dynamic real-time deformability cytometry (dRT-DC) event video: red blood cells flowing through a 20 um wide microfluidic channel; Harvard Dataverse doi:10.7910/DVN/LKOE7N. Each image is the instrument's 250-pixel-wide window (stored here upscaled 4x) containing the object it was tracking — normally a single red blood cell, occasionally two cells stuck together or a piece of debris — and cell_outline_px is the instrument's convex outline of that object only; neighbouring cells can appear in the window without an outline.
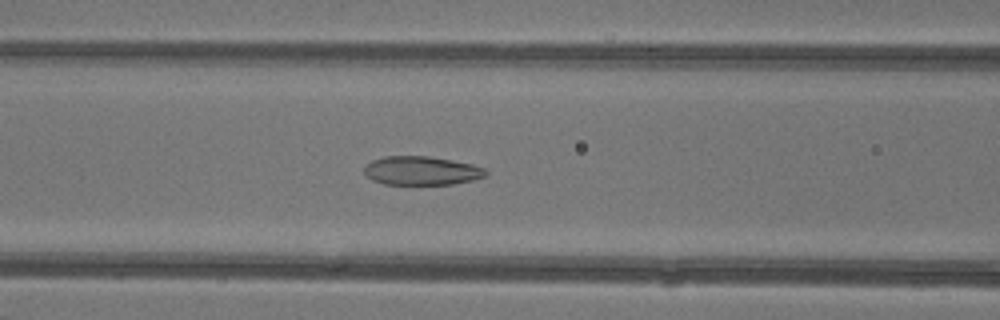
{"species": "common noctule bat (a hibernating species)", "species_latin": "Nyctalus noctula", "temperature_condition": "warm", "stored_images_in_passage": 47, "camera_frame_rate_fps": 3000, "um_per_image_px": 0.085, "animal": {"sex": "female"}, "frame": {"image": 1, "passage_image": 20, "time_ms": 6.333, "image_size_px": [1000, 320], "cell_outline_px": [[488, 172], [484, 176], [472, 180], [452, 184], [384, 184], [372, 180], [364, 172], [364, 168], [372, 160], [384, 156], [428, 156], [472, 164], [484, 168]], "centroid_in_image_um": [35.81, 14.51], "position_along_channel_um": 130.8, "area_um2": 20.17}}
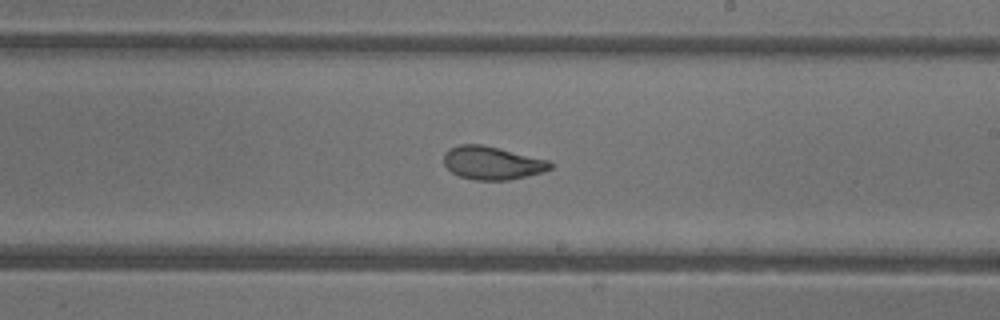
{"frame": {"image": 2, "passage_image": 28, "time_ms": 9.0, "image_size_px": [1000, 320], "cell_outline_px": [[552, 168], [544, 172], [508, 180], [476, 180], [460, 176], [452, 172], [444, 164], [444, 152], [448, 148], [460, 144], [480, 144], [500, 148], [548, 160], [552, 164]], "centroid_in_image_um": [41.82, 13.84], "position_along_channel_um": 247.2, "area_um2": 20.58}}
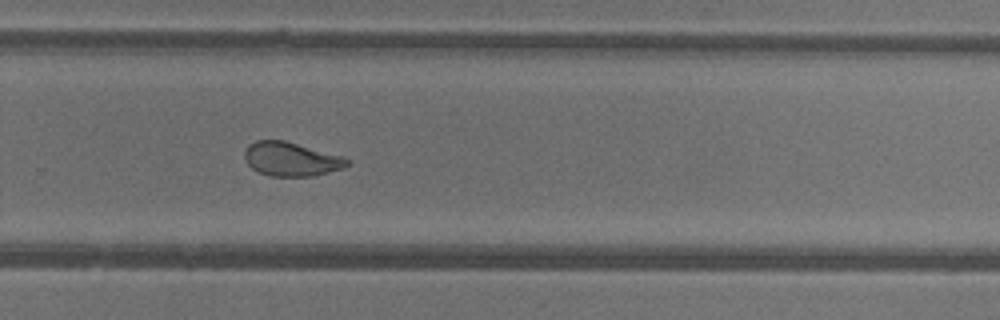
{"frame": {"image": 3, "passage_image": 32, "time_ms": 10.333, "image_size_px": [1000, 320], "cell_outline_px": [[348, 164], [344, 168], [312, 176], [272, 176], [260, 172], [252, 168], [244, 160], [244, 152], [248, 144], [256, 140], [284, 140], [344, 156], [348, 160]], "centroid_in_image_um": [24.73, 13.51], "position_along_channel_um": 305.1, "area_um2": 20.29}, "authors_computed_cell_mechanics": {"area_um2": 22.8888, "velocity_mm_per_s": 4.374, "shape_relaxation_time_tau1_ms": 8.624, "shape_relaxation_time_tau2_ms": 1.163, "deformation_change_tau1": 0.241, "deformation_change_tau2": 0.0548}}